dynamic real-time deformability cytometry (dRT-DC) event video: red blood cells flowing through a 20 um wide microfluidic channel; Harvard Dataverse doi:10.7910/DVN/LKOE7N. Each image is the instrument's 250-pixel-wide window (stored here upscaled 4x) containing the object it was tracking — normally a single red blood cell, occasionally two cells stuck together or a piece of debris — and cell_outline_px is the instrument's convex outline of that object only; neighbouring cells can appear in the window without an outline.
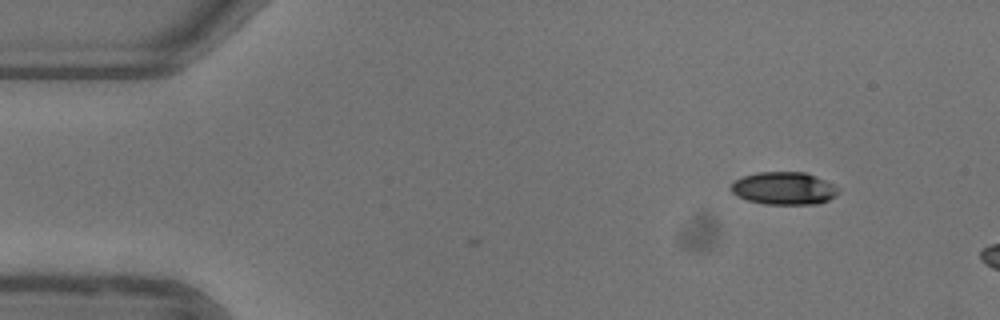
{"species": "common noctule bat (a hibernating species)", "species_latin": "Nyctalus noctula", "temperature_condition": "warm", "stored_images_in_passage": 6, "camera_frame_rate_fps": 3000, "um_per_image_px": 0.085, "animal": {"sex": "female"}, "frame": {"image": 1, "passage_image": 1, "time_ms": 0.0, "image_size_px": [1000, 320], "cell_outline_px": [[836, 196], [828, 200], [816, 204], [764, 204], [748, 200], [736, 196], [732, 192], [732, 180], [740, 176], [756, 172], [804, 172], [824, 180], [832, 184], [836, 188]], "centroid_in_image_um": [66.56, 16.0], "position_along_channel_um": 18.4, "area_um2": 20.35}}